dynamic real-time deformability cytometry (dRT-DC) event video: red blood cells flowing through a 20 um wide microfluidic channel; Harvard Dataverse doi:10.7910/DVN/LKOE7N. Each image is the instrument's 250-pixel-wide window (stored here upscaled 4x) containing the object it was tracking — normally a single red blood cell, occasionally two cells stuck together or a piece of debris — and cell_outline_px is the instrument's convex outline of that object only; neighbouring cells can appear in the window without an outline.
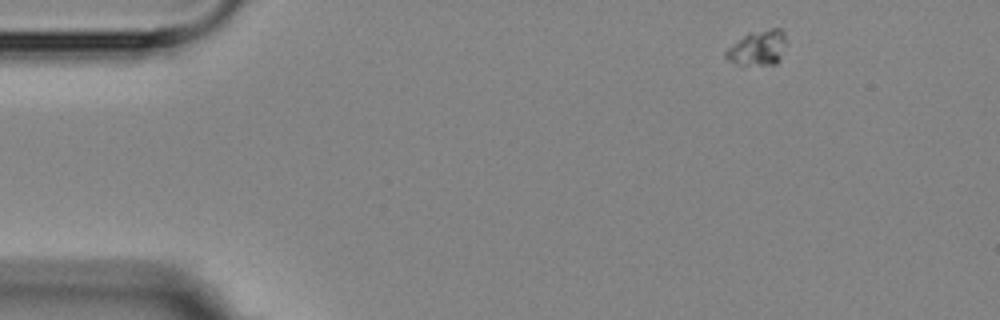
{"species": "Egyptian fruit bat (a non-hibernating species)", "species_latin": "Rousettus aegyptiacus", "temperature_condition": "room temperature", "stored_images_in_passage": 5, "segment_of_instrument_passage": [1, 2], "camera_frame_rate_fps": 3000, "um_per_image_px": 0.085, "animal": {"sex": "female"}, "frame": {"image": 1, "passage_image": 1, "time_ms": 0.0, "image_size_px": [1000, 320], "cell_outline_px": [[784, 44], [780, 60], [776, 64], [736, 64], [728, 60], [724, 56], [724, 52], [728, 48], [748, 32], [772, 28], [780, 28], [784, 32]], "centroid_in_image_um": [64.39, 4.06], "position_along_channel_um": 20.6, "area_um2": 12.14}}